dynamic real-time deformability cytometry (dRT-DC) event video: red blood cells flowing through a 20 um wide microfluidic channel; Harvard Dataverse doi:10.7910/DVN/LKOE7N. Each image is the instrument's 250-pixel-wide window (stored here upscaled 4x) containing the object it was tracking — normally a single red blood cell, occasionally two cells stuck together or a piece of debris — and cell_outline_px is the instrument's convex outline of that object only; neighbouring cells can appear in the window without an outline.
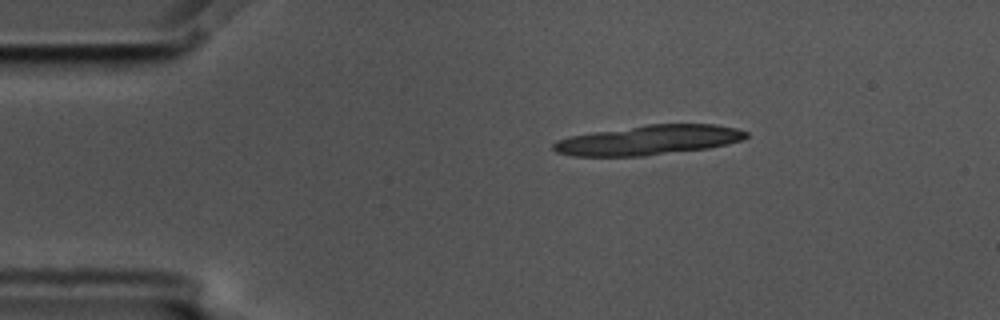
{"species": "common noctule bat (a hibernating species)", "species_latin": "Nyctalus noctula", "temperature_condition": "cold", "stored_images_in_passage": 4, "camera_frame_rate_fps": 3000, "um_per_image_px": 0.085, "animal": {"sex": "male", "body_mass_g": 17.5, "forearm_length_mm": 52.3}, "frame": {"image": 1, "passage_image": 1, "time_ms": 0.0, "image_size_px": [1000, 320], "cell_outline_px": [[748, 136], [744, 140], [728, 144], [708, 148], [644, 156], [572, 156], [556, 152], [552, 148], [552, 144], [556, 140], [568, 136], [648, 124], [716, 124], [736, 128], [748, 132]], "centroid_in_image_um": [55.14, 11.91], "position_along_channel_um": 29.9, "area_um2": 33.47}}